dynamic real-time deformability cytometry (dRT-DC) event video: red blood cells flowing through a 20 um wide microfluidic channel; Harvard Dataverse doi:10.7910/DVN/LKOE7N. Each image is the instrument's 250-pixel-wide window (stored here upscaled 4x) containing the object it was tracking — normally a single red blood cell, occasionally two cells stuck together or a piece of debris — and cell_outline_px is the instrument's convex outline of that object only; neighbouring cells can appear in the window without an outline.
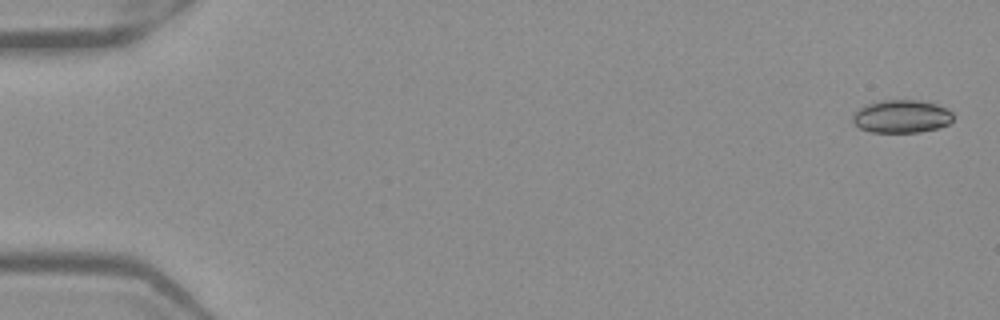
{"species": "Egyptian fruit bat (a non-hibernating species)", "species_latin": "Rousettus aegyptiacus", "temperature_condition": "warm", "stored_images_in_passage": 52, "camera_frame_rate_fps": 3000, "um_per_image_px": 0.085, "frame": {"image": 1, "passage_image": 1, "time_ms": 0.0, "image_size_px": [1000, 320], "cell_outline_px": [[952, 120], [948, 124], [940, 128], [920, 132], [872, 132], [860, 128], [852, 120], [852, 116], [864, 104], [880, 100], [920, 100], [936, 104], [952, 112]], "centroid_in_image_um": [76.63, 9.89], "position_along_channel_um": 8.4, "area_um2": 19.31}}
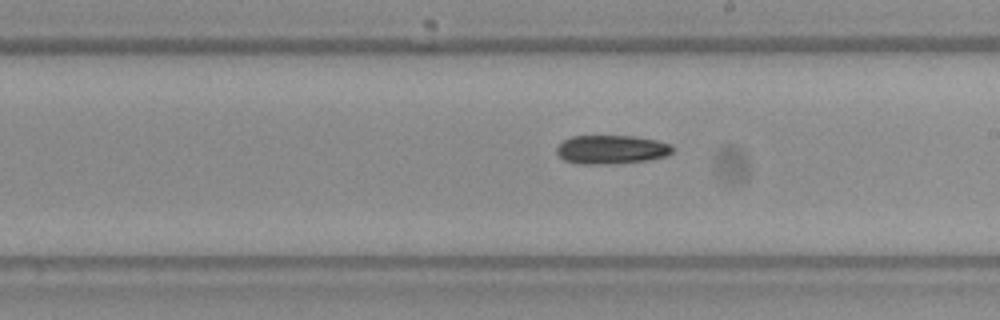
{"frame": {"image": 2, "passage_image": 30, "time_ms": 9.667, "image_size_px": [1000, 320], "cell_outline_px": [[672, 152], [668, 156], [648, 160], [616, 164], [580, 164], [564, 160], [556, 152], [556, 148], [564, 140], [572, 136], [636, 136], [656, 140], [672, 144]], "centroid_in_image_um": [51.99, 12.71], "position_along_channel_um": 237.0, "area_um2": 19.59}}
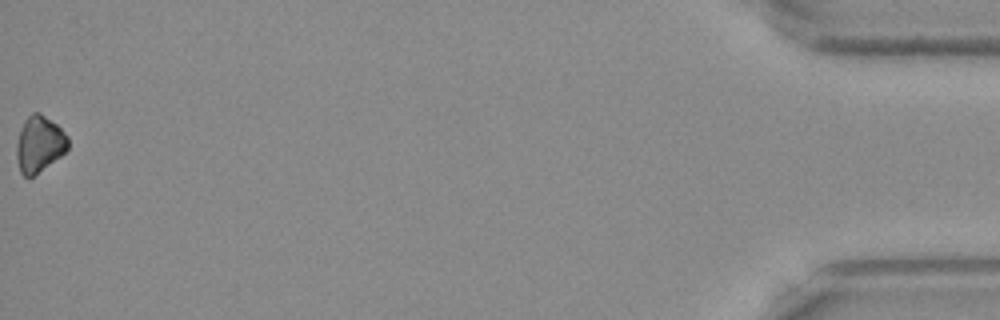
{"frame": {"image": 3, "passage_image": 52, "time_ms": 17.0, "image_size_px": [1000, 320], "cell_outline_px": [[68, 148], [60, 156], [28, 180], [20, 172], [16, 156], [16, 144], [20, 128], [24, 120], [32, 112], [40, 112], [56, 124], [68, 136]], "centroid_in_image_um": [3.31, 12.25], "position_along_channel_um": 431.9, "area_um2": 16.94}, "authors_computed_cell_mechanics": {"area_um2": 19.1896, "velocity_mm_per_s": 3.9544, "shape_relaxation_time_tau1_ms": 11.2988, "shape_relaxation_time_tau2_ms": null, "deformation_change_tau1": 0.2378, "deformation_change_tau2": null}}